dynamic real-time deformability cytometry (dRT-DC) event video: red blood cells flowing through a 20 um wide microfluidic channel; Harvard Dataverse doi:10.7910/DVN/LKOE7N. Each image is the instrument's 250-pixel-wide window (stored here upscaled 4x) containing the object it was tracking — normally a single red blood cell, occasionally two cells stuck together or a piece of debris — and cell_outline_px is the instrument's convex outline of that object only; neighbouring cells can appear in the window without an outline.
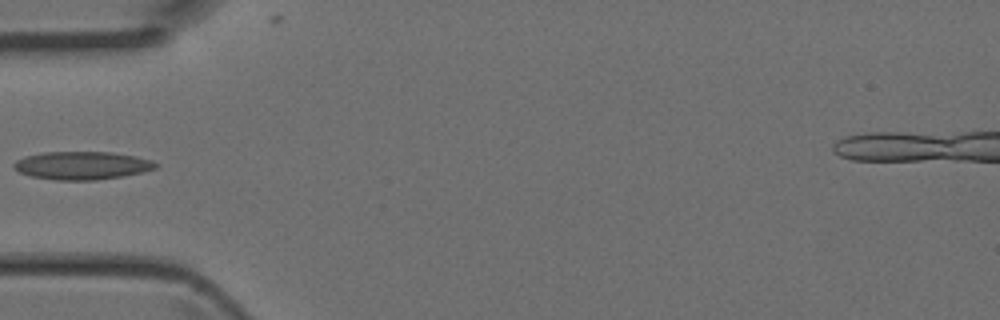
{"species": "Egyptian fruit bat (a non-hibernating species)", "species_latin": "Rousettus aegyptiacus", "temperature_condition": "room temperature", "stored_images_in_passage": 5, "camera_frame_rate_fps": 3000, "um_per_image_px": 0.085, "animal": {"sex": "female"}, "frame": {"image": 1, "passage_image": 5, "time_ms": 1.333, "image_size_px": [1000, 320], "cell_outline_px": [[160, 164], [156, 168], [124, 176], [96, 180], [52, 180], [32, 176], [20, 172], [12, 168], [12, 164], [16, 160], [24, 156], [44, 152], [112, 152], [136, 156], [152, 160]], "centroid_in_image_um": [6.96, 14.06], "position_along_channel_um": 78.0, "area_um2": 23.35}}